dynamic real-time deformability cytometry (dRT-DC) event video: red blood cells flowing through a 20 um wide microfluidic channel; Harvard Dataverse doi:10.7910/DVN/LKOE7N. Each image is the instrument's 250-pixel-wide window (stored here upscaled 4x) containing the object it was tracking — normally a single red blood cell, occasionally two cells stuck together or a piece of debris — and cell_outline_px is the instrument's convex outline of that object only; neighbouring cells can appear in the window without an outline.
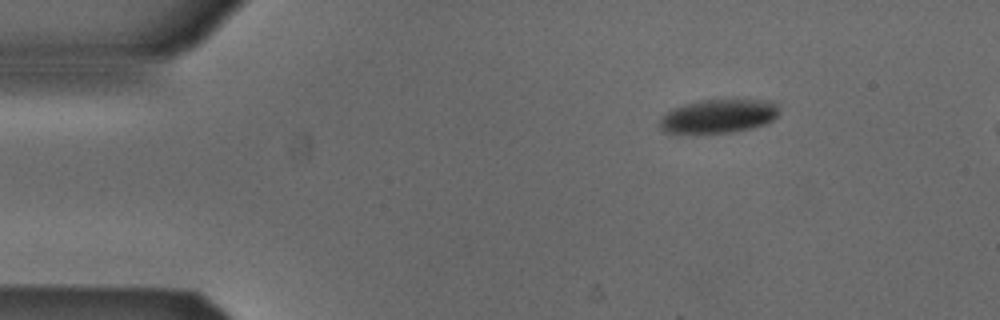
{"species": "Egyptian fruit bat (a non-hibernating species)", "species_latin": "Rousettus aegyptiacus", "temperature_condition": "cold", "stored_images_in_passage": 3, "camera_frame_rate_fps": 3000, "um_per_image_px": 0.085, "animal": {"sex": "male"}, "frame": {"image": 1, "passage_image": 1, "time_ms": 0.0, "image_size_px": [1000, 320], "cell_outline_px": [[776, 116], [772, 120], [764, 124], [752, 128], [736, 132], [696, 136], [688, 136], [664, 132], [656, 124], [664, 112], [672, 108], [684, 104], [704, 100], [764, 100], [776, 104]], "centroid_in_image_um": [60.9, 9.94], "position_along_channel_um": 24.1, "area_um2": 24.33}}